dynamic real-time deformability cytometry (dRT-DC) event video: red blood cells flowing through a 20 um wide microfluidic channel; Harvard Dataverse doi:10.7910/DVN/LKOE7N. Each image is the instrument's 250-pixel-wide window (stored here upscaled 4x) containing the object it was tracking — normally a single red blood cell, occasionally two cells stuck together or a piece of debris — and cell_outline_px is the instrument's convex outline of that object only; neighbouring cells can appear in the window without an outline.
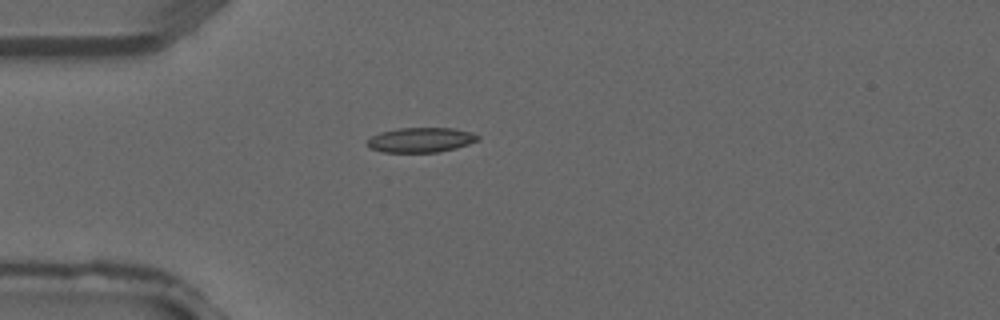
{"species": "common noctule bat (a hibernating species)", "species_latin": "Nyctalus noctula", "temperature_condition": "warm", "stored_images_in_passage": 3, "camera_frame_rate_fps": 3000, "um_per_image_px": 0.085, "animal": {"sex": "male", "forearm_length_mm": 52.5}, "frame": {"image": 1, "passage_image": 3, "time_ms": 0.667, "image_size_px": [1000, 320], "cell_outline_px": [[480, 140], [456, 148], [436, 152], [380, 152], [368, 148], [368, 140], [372, 136], [380, 132], [400, 128], [452, 128], [472, 132], [480, 136]], "centroid_in_image_um": [35.78, 11.89], "position_along_channel_um": 49.2, "area_um2": 16.01}}